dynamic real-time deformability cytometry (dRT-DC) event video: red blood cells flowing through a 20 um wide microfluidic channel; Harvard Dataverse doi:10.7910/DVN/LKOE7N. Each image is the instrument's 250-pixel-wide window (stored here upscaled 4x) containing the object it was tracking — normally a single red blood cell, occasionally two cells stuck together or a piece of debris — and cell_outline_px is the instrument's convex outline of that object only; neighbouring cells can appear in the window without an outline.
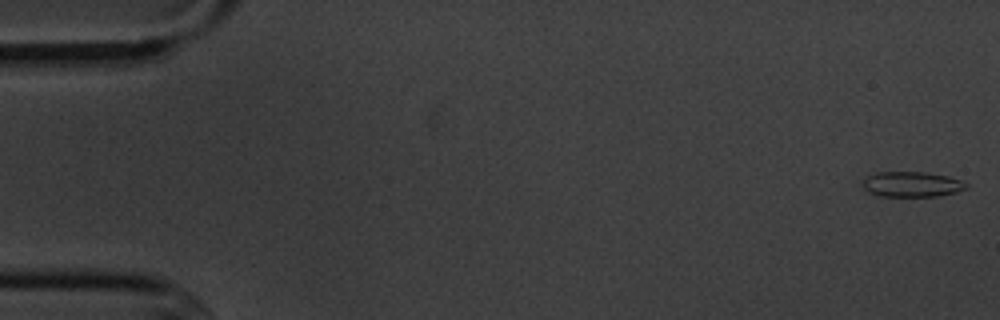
{"species": "common noctule bat (a hibernating species)", "species_latin": "Nyctalus noctula", "temperature_condition": "cold", "stored_images_in_passage": 15, "camera_frame_rate_fps": 3000, "um_per_image_px": 0.085, "animal": {"sex": "male", "body_mass_g": 20.1, "forearm_length_mm": 53.5}, "frame": {"image": 1, "passage_image": 1, "time_ms": 0.0, "image_size_px": [1000, 320], "cell_outline_px": [[968, 188], [956, 192], [936, 196], [880, 196], [868, 192], [864, 188], [864, 180], [868, 176], [876, 172], [924, 172], [948, 176], [960, 180], [968, 184]], "centroid_in_image_um": [77.52, 15.66], "position_along_channel_um": 7.5, "area_um2": 15.14}}
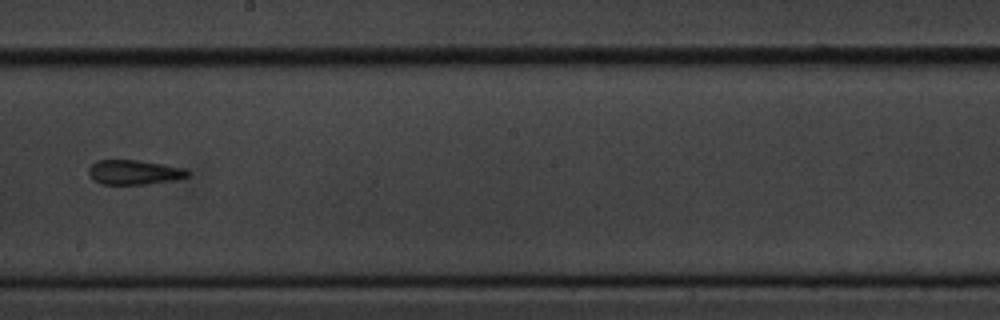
{"frame": {"image": 2, "passage_image": 9, "time_ms": 10.0, "image_size_px": [1000, 320], "cell_outline_px": [[188, 176], [172, 180], [144, 184], [104, 184], [96, 180], [88, 172], [88, 168], [96, 160], [136, 160], [164, 164], [184, 168], [188, 172]], "centroid_in_image_um": [11.39, 14.63], "position_along_channel_um": 236.8, "area_um2": 13.87}}
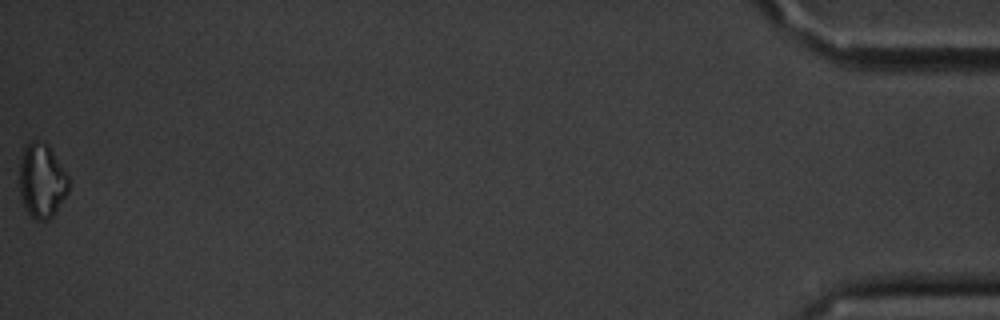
{"frame": {"image": 3, "passage_image": 15, "time_ms": 18.0, "image_size_px": [1000, 320], "cell_outline_px": [[68, 192], [52, 216], [48, 220], [36, 220], [24, 208], [20, 192], [20, 160], [24, 148], [32, 140], [36, 140], [48, 144], [68, 176]], "centroid_in_image_um": [3.55, 15.36], "position_along_channel_um": 431.7, "area_um2": 21.04}, "authors_computed_cell_mechanics": {"area_um2": 14.1032, "velocity_mm_per_s": 3.6413, "shape_relaxation_time_tau1_ms": 9.1188, "shape_relaxation_time_tau2_ms": 4.5545, "deformation_change_tau1": 0.2033, "deformation_change_tau2": 0.138}}